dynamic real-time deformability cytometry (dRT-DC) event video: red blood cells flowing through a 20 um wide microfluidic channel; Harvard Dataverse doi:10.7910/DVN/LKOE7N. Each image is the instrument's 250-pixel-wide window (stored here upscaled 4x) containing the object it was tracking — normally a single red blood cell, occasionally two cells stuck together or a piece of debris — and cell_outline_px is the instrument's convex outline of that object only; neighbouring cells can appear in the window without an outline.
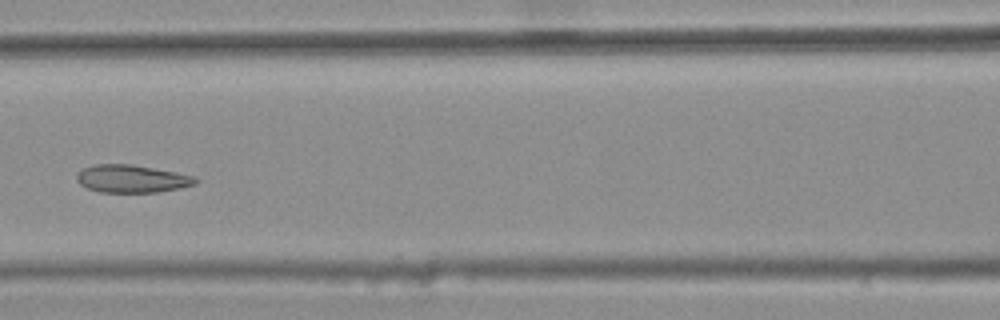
{"species": "common noctule bat (a hibernating species)", "species_latin": "Nyctalus noctula", "temperature_condition": "warm", "stored_images_in_passage": 6, "camera_frame_rate_fps": 3000, "um_per_image_px": 0.085, "animal": {"sex": "female", "body_mass_g": 25.1}, "frame": {"image": 1, "passage_image": 6, "time_ms": 1.667, "image_size_px": [1000, 320], "cell_outline_px": [[200, 180], [196, 184], [180, 188], [156, 192], [100, 192], [88, 188], [80, 184], [76, 180], [76, 172], [80, 168], [96, 164], [132, 164], [176, 172], [196, 176]], "centroid_in_image_um": [11.2, 15.18], "position_along_channel_um": 155.4, "area_um2": 19.42}}